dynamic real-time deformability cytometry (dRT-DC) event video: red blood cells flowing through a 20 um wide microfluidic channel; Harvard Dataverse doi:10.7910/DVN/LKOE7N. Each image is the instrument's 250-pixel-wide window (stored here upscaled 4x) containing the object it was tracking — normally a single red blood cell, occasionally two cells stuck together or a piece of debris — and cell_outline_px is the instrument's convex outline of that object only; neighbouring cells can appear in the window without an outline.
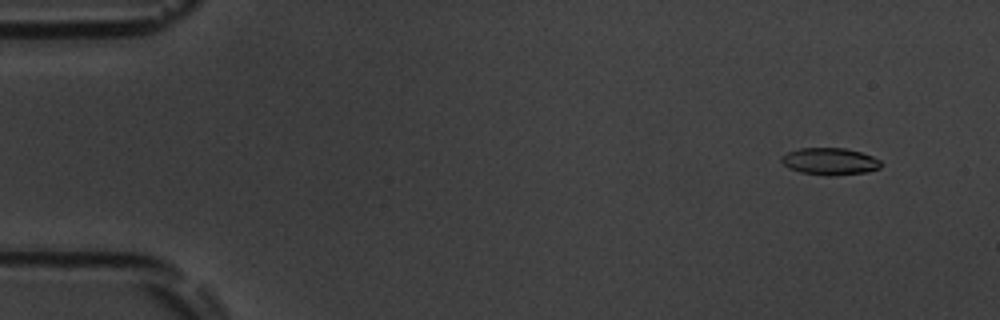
{"species": "common noctule bat (a hibernating species)", "species_latin": "Nyctalus noctula", "temperature_condition": "room temperature", "stored_images_in_passage": 54, "camera_frame_rate_fps": 3000, "um_per_image_px": 0.085, "animal": {"sex": "male", "body_mass_g": 19.5, "forearm_length_mm": 54.6}, "frame": {"image": 1, "passage_image": 4, "time_ms": 1.0, "image_size_px": [1000, 320], "cell_outline_px": [[880, 168], [868, 172], [836, 176], [828, 176], [800, 172], [788, 168], [780, 160], [780, 156], [788, 152], [800, 148], [844, 148], [860, 152], [872, 156], [880, 160]], "centroid_in_image_um": [70.52, 13.73], "position_along_channel_um": 14.5, "area_um2": 15.78}}
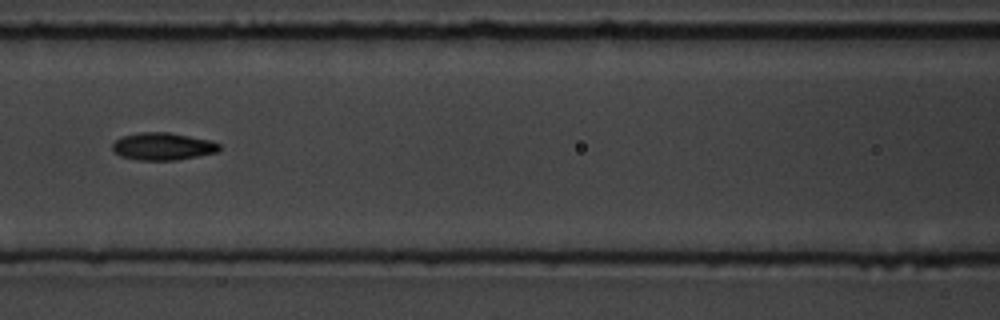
{"frame": {"image": 2, "passage_image": 24, "time_ms": 7.667, "image_size_px": [1000, 320], "cell_outline_px": [[220, 148], [216, 152], [176, 160], [140, 160], [120, 156], [112, 148], [112, 144], [120, 136], [140, 132], [168, 132], [208, 140], [220, 144]], "centroid_in_image_um": [13.79, 12.44], "position_along_channel_um": 152.8, "area_um2": 16.88}}
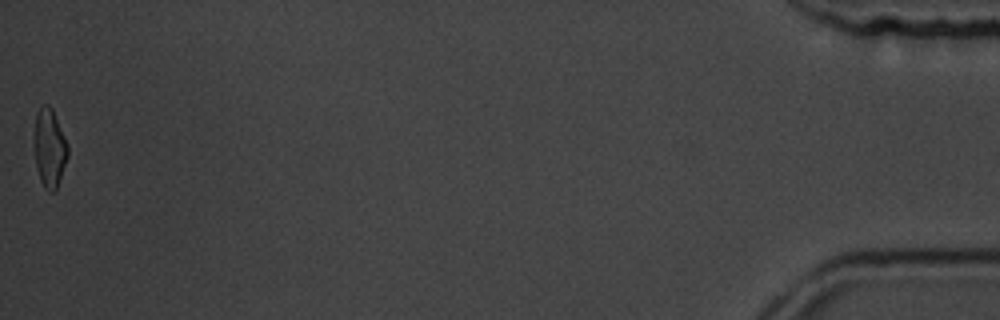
{"frame": {"image": 3, "passage_image": 54, "time_ms": 17.667, "image_size_px": [1000, 320], "cell_outline_px": [[68, 156], [56, 188], [52, 192], [48, 192], [44, 188], [40, 180], [36, 164], [36, 112], [44, 104], [48, 104], [52, 108], [68, 144]], "centroid_in_image_um": [4.24, 12.59], "position_along_channel_um": 431.0, "area_um2": 14.85}, "authors_computed_cell_mechanics": {"area_um2": 16.2418, "velocity_mm_per_s": 3.785, "shape_relaxation_time_tau1_ms": 4.0461, "shape_relaxation_time_tau2_ms": 3.2479, "deformation_change_tau1": 0.135, "deformation_change_tau2": 0.0979}}